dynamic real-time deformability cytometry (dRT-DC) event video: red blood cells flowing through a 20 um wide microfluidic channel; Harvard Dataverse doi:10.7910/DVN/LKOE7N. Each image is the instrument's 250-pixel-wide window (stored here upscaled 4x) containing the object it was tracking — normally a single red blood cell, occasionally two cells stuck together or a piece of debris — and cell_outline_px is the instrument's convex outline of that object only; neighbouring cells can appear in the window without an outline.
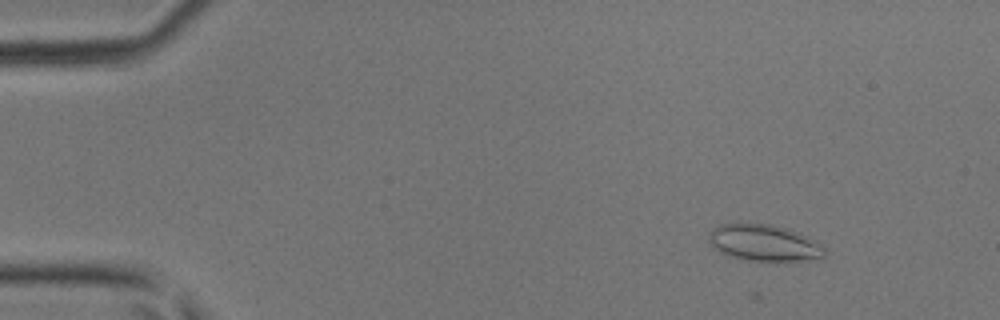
{"species": "common noctule bat (a hibernating species)", "species_latin": "Nyctalus noctula", "temperature_condition": "room temperature", "stored_images_in_passage": 45, "camera_frame_rate_fps": 3000, "um_per_image_px": 0.085, "animal": {"sex": "male", "body_mass_g": 17.9, "forearm_length_mm": 54.2}, "frame": {"image": 1, "passage_image": 6, "time_ms": 1.667, "image_size_px": [1000, 320], "cell_outline_px": [[824, 256], [784, 264], [744, 260], [720, 252], [708, 240], [708, 232], [720, 224], [768, 224], [788, 228], [800, 232], [808, 236], [824, 248]], "centroid_in_image_um": [64.96, 20.68], "position_along_channel_um": 20.0, "area_um2": 25.03}}
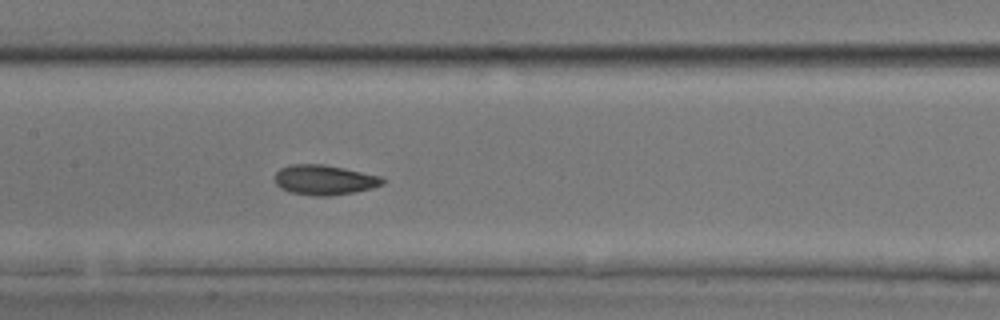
{"frame": {"image": 2, "passage_image": 23, "time_ms": 7.333, "image_size_px": [1000, 320], "cell_outline_px": [[384, 184], [372, 188], [356, 192], [332, 196], [312, 196], [288, 192], [280, 188], [276, 184], [276, 172], [280, 168], [288, 164], [324, 164], [344, 168], [380, 176], [384, 180]], "centroid_in_image_um": [27.55, 15.3], "position_along_channel_um": 179.8, "area_um2": 19.02}}
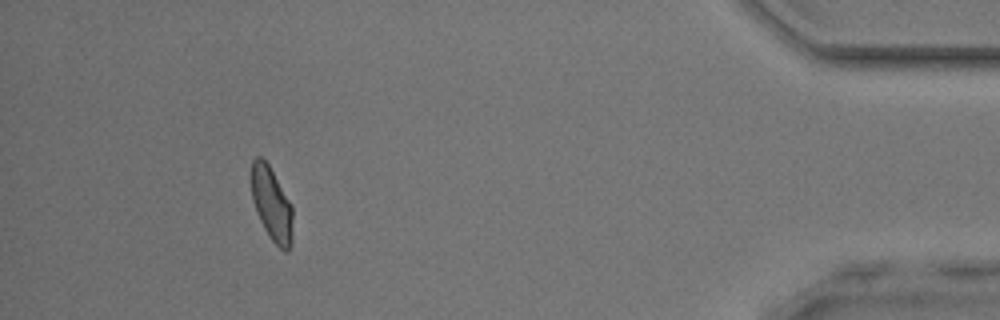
{"frame": {"image": 3, "passage_image": 42, "time_ms": 13.667, "image_size_px": [1000, 320], "cell_outline_px": [[292, 244], [288, 252], [284, 252], [268, 236], [260, 220], [252, 200], [252, 160], [256, 156], [260, 156], [268, 164], [292, 204]], "centroid_in_image_um": [23.11, 17.38], "position_along_channel_um": 412.1, "area_um2": 17.74}}